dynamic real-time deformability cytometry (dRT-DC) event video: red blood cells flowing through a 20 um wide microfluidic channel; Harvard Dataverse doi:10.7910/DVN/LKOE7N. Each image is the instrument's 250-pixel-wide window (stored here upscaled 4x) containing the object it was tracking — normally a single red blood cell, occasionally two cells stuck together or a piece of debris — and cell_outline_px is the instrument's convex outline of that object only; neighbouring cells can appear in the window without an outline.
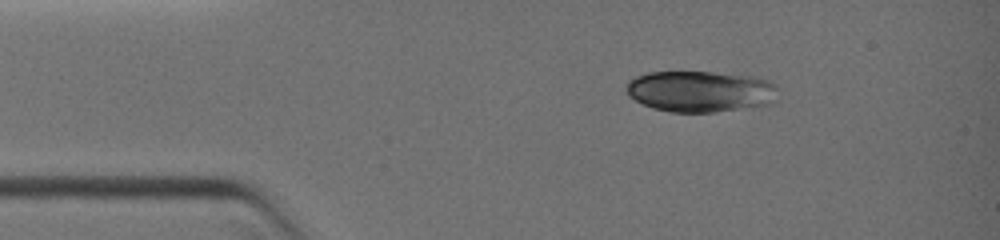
{"species": "common noctule bat (a hibernating species)", "species_latin": "Nyctalus noctula", "temperature_condition": "warm", "stored_images_in_passage": 16, "camera_frame_rate_fps": 3000, "um_per_image_px": 0.085, "animal": {"sex": "female", "body_mass_g": 19.0, "forearm_length_mm": 51.5}, "frame": {"image": 1, "passage_image": 6, "time_ms": 1.667, "image_size_px": [1000, 240], "cell_outline_px": [[776, 88], [768, 104], [712, 112], [668, 112], [652, 108], [628, 96], [628, 80], [636, 76], [648, 72], [712, 72], [752, 76], [768, 80], [776, 84]], "centroid_in_image_um": [59.46, 7.75], "position_along_channel_um": 25.5, "area_um2": 35.89}}